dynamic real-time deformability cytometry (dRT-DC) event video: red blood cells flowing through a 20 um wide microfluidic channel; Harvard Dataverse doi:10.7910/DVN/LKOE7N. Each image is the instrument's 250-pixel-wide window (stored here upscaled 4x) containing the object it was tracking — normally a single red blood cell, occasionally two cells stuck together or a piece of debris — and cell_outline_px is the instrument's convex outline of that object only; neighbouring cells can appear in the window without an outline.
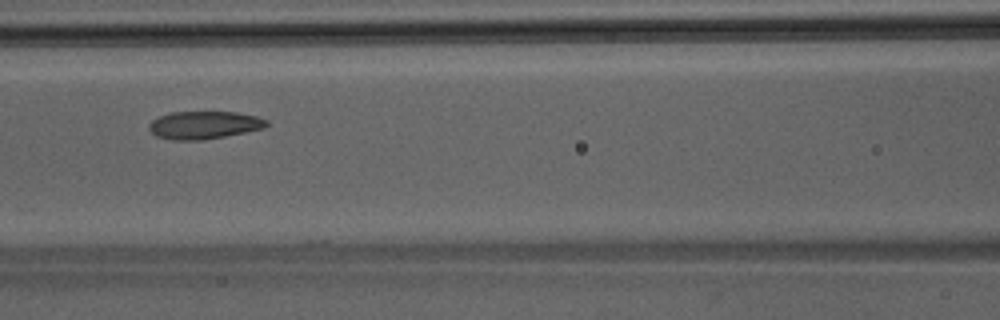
{"species": "Egyptian fruit bat (a non-hibernating species)", "species_latin": "Rousettus aegyptiacus", "temperature_condition": "room temperature", "stored_images_in_passage": 3, "camera_frame_rate_fps": 3000, "um_per_image_px": 0.085, "animal": {"sex": "male"}, "frame": {"image": 1, "passage_image": 3, "time_ms": 0.667, "image_size_px": [1000, 320], "cell_outline_px": [[268, 124], [264, 128], [204, 140], [172, 140], [156, 136], [148, 128], [148, 124], [152, 120], [160, 116], [172, 112], [236, 112], [256, 116], [268, 120]], "centroid_in_image_um": [17.33, 10.63], "position_along_channel_um": 149.3, "area_um2": 18.96}}